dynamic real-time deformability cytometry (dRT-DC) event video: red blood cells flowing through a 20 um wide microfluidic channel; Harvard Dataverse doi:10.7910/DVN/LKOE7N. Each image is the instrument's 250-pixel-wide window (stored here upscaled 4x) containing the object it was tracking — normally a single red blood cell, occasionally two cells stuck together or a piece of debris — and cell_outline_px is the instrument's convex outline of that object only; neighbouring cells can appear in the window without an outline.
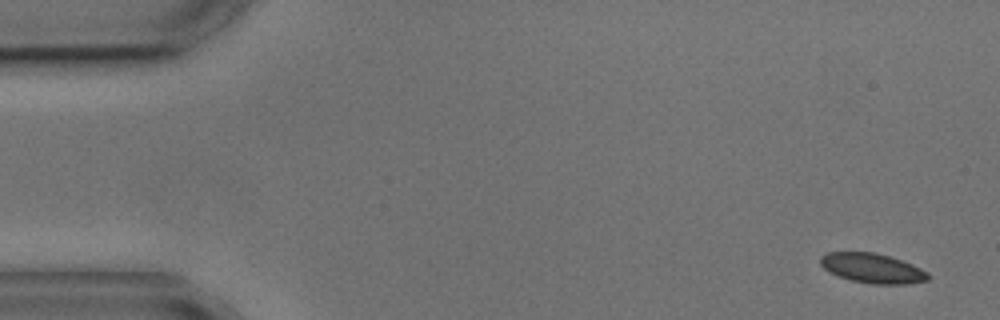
{"species": "common noctule bat (a hibernating species)", "species_latin": "Nyctalus noctula", "temperature_condition": "cold", "stored_images_in_passage": 6, "camera_frame_rate_fps": 3000, "um_per_image_px": 0.085, "animal": {"sex": "male", "body_mass_g": 17.9, "forearm_length_mm": 54.2}, "frame": {"image": 1, "passage_image": 1, "time_ms": 0.0, "image_size_px": [1000, 320], "cell_outline_px": [[932, 276], [928, 280], [908, 284], [872, 284], [852, 280], [828, 272], [820, 264], [820, 256], [828, 252], [876, 252], [912, 264], [928, 272]], "centroid_in_image_um": [74.17, 22.8], "position_along_channel_um": 10.8, "area_um2": 18.67}}
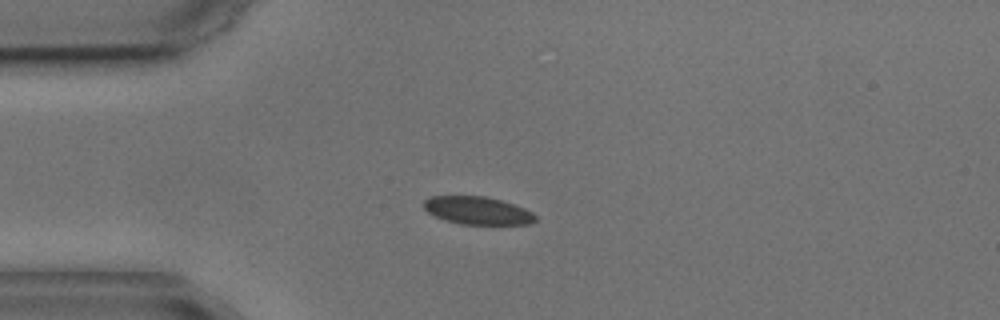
{"frame": {"image": 2, "passage_image": 4, "time_ms": 3.667, "image_size_px": [1000, 320], "cell_outline_px": [[536, 220], [532, 224], [460, 224], [444, 220], [428, 212], [424, 208], [424, 200], [432, 196], [484, 196], [500, 200], [524, 208], [532, 212], [536, 216]], "centroid_in_image_um": [40.59, 17.9], "position_along_channel_um": 44.4, "area_um2": 17.98}}
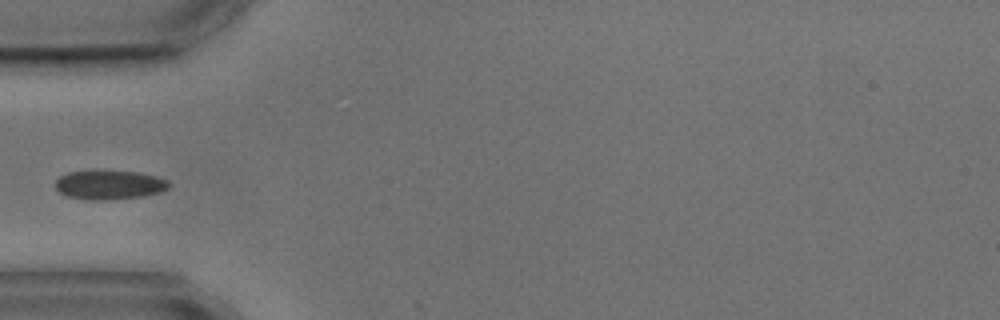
{"frame": {"image": 3, "passage_image": 5, "time_ms": 5.0, "image_size_px": [1000, 320], "cell_outline_px": [[168, 188], [160, 192], [144, 196], [112, 200], [88, 200], [68, 196], [60, 192], [56, 188], [56, 180], [60, 176], [68, 172], [92, 168], [96, 168], [136, 172], [156, 176], [168, 180]], "centroid_in_image_um": [9.26, 15.67], "position_along_channel_um": 75.7, "area_um2": 19.94}}